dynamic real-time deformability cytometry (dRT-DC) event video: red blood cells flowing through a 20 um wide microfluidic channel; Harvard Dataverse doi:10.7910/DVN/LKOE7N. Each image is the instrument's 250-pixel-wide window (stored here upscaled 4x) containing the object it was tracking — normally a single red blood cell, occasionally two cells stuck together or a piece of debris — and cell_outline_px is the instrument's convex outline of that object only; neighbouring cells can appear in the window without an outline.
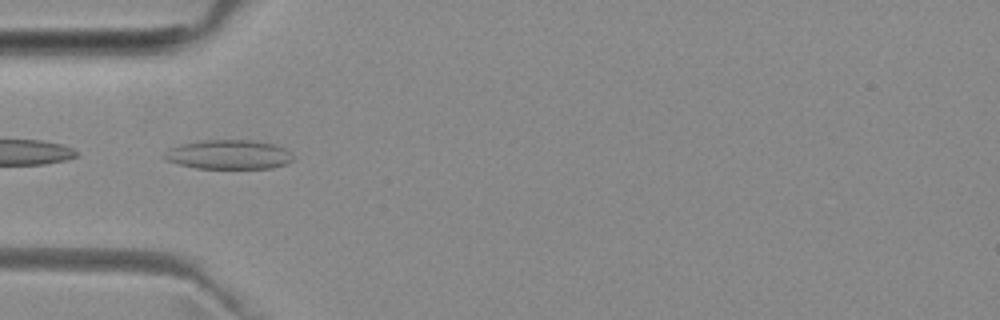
{"species": "common noctule bat (a hibernating species)", "species_latin": "Nyctalus noctula", "temperature_condition": "room temperature", "stored_images_in_passage": 7, "camera_frame_rate_fps": 3000, "um_per_image_px": 0.085, "animal": {"sex": "female", "body_mass_g": 29.2, "forearm_length_mm": 56.3}, "frame": {"image": 1, "passage_image": 4, "time_ms": 4.667, "image_size_px": [1000, 320], "cell_outline_px": [[292, 160], [288, 164], [272, 168], [196, 168], [180, 164], [168, 160], [164, 156], [172, 148], [180, 144], [204, 140], [252, 140], [276, 144], [284, 148], [292, 156]], "centroid_in_image_um": [19.51, 13.13], "position_along_channel_um": 65.5, "area_um2": 21.68}}
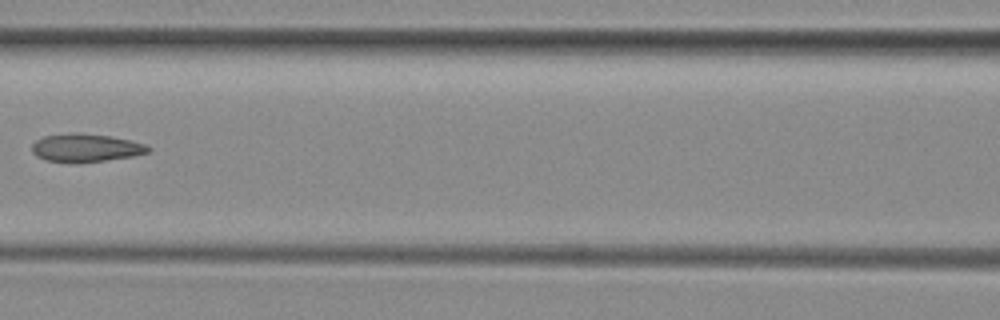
{"frame": {"image": 2, "passage_image": 6, "time_ms": 7.0, "image_size_px": [1000, 320], "cell_outline_px": [[152, 148], [148, 152], [132, 156], [80, 164], [44, 160], [36, 156], [32, 152], [32, 144], [36, 140], [44, 136], [72, 132], [80, 132], [108, 136], [128, 140], [144, 144]], "centroid_in_image_um": [7.23, 12.58], "position_along_channel_um": 159.4, "area_um2": 19.25}}
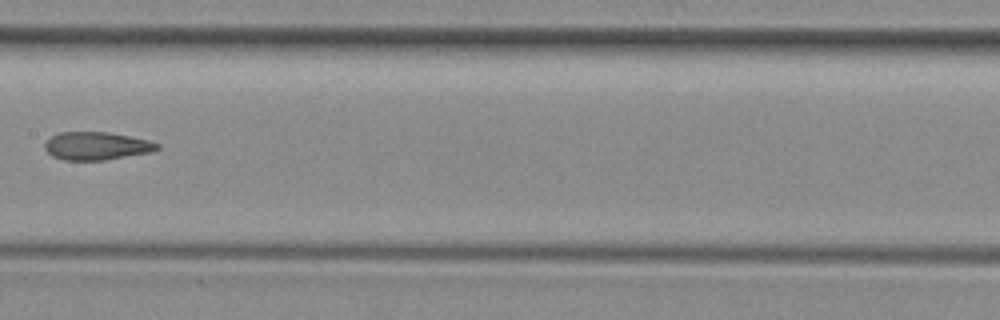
{"frame": {"image": 3, "passage_image": 7, "time_ms": 8.0, "image_size_px": [1000, 320], "cell_outline_px": [[160, 148], [152, 152], [104, 160], [64, 160], [52, 156], [44, 148], [44, 144], [52, 136], [60, 132], [108, 132], [148, 140], [160, 144]], "centroid_in_image_um": [8.22, 12.41], "position_along_channel_um": 199.2, "area_um2": 18.26}}